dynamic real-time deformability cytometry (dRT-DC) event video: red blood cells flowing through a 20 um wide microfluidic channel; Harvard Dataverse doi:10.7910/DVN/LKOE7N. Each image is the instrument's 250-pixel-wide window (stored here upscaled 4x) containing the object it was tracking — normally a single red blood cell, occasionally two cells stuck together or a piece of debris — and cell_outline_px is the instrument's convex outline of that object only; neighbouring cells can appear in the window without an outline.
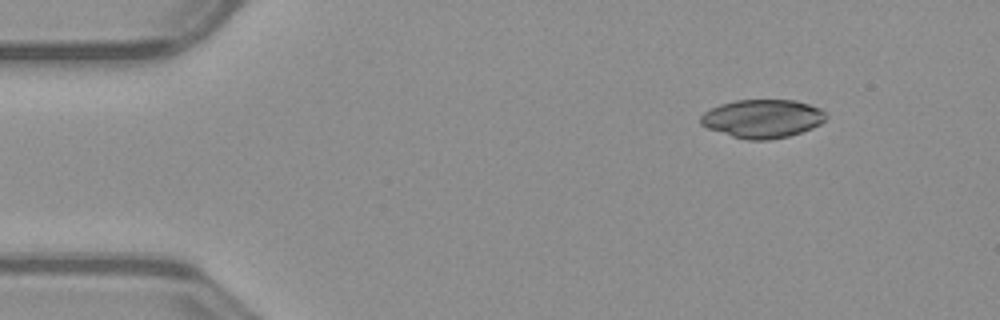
{"species": "common noctule bat (a hibernating species)", "species_latin": "Nyctalus noctula", "temperature_condition": "warm", "stored_images_in_passage": 46, "camera_frame_rate_fps": 3000, "um_per_image_px": 0.085, "animal": {"sex": "male", "body_mass_g": 23.1, "forearm_length_mm": 52.7}, "frame": {"image": 1, "passage_image": 1, "time_ms": 0.0, "image_size_px": [1000, 320], "cell_outline_px": [[828, 116], [820, 124], [812, 128], [788, 136], [768, 140], [748, 140], [732, 136], [708, 128], [700, 124], [700, 116], [704, 112], [720, 104], [736, 100], [796, 100], [820, 108]], "centroid_in_image_um": [64.81, 10.08], "position_along_channel_um": 20.2, "area_um2": 27.98}}
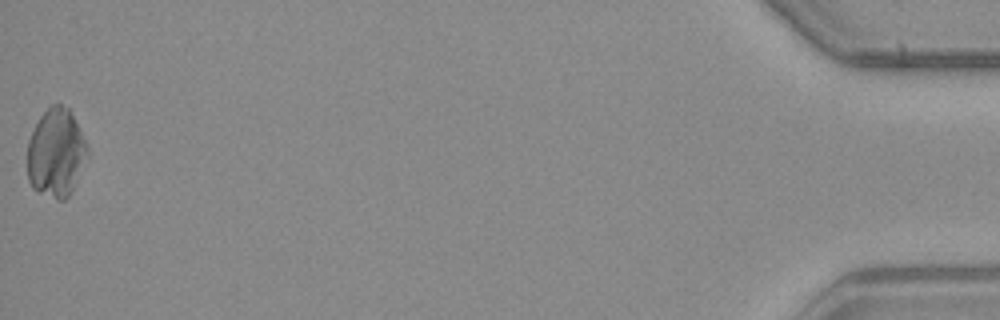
{"frame": {"image": 2, "passage_image": 46, "time_ms": 15.0, "image_size_px": [1000, 320], "cell_outline_px": [[88, 156], [68, 196], [64, 200], [56, 200], [36, 192], [32, 188], [28, 180], [28, 140], [40, 116], [52, 104], [60, 104], [68, 108], [88, 148]], "centroid_in_image_um": [4.73, 13.04], "position_along_channel_um": 430.5, "area_um2": 30.58}}